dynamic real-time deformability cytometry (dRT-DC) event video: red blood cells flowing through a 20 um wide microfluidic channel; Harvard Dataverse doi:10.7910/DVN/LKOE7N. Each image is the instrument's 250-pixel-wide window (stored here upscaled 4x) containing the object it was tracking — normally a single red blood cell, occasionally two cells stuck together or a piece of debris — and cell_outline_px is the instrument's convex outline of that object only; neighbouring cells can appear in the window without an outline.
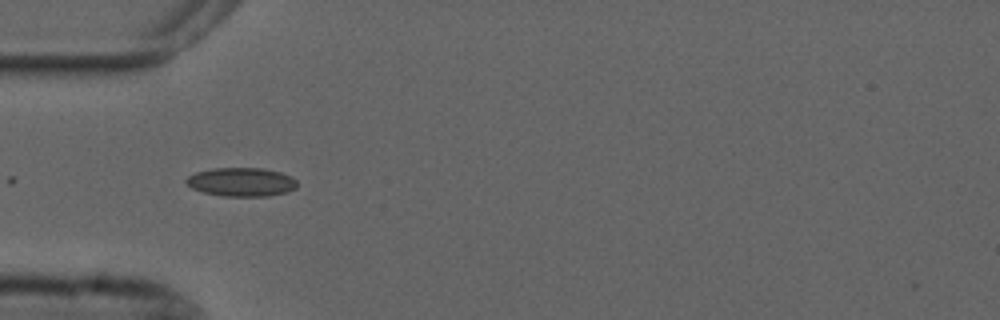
{"species": "common noctule bat (a hibernating species)", "species_latin": "Nyctalus noctula", "temperature_condition": "cold", "stored_images_in_passage": 7, "camera_frame_rate_fps": 3000, "um_per_image_px": 0.085, "animal": {"sex": "male", "forearm_length_mm": 52.5}, "frame": {"image": 1, "passage_image": 1, "time_ms": 0.0, "image_size_px": [1000, 320], "cell_outline_px": [[296, 188], [288, 192], [268, 196], [224, 196], [204, 192], [192, 188], [184, 180], [188, 176], [196, 172], [212, 168], [264, 168], [280, 172], [292, 176], [296, 180]], "centroid_in_image_um": [20.54, 15.46], "position_along_channel_um": 64.5, "area_um2": 18.61}}
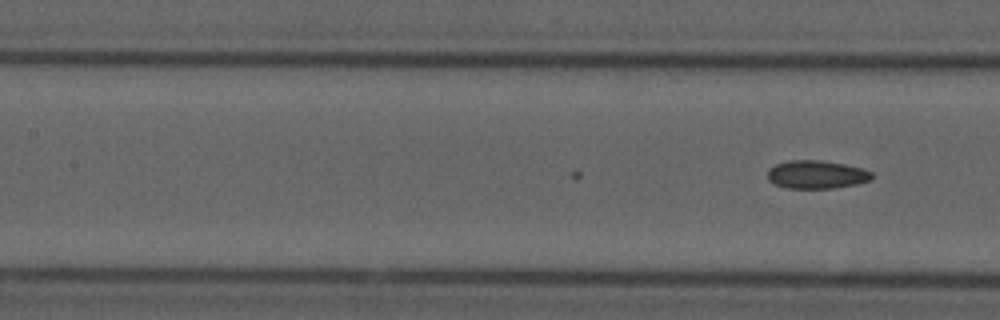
{"frame": {"image": 2, "passage_image": 7, "time_ms": 2.0, "image_size_px": [1000, 320], "cell_outline_px": [[872, 180], [856, 184], [832, 188], [788, 188], [776, 184], [768, 180], [768, 168], [776, 164], [788, 160], [820, 160], [844, 164], [864, 168], [872, 172]], "centroid_in_image_um": [69.42, 14.82], "position_along_channel_um": 138.0, "area_um2": 17.17}}